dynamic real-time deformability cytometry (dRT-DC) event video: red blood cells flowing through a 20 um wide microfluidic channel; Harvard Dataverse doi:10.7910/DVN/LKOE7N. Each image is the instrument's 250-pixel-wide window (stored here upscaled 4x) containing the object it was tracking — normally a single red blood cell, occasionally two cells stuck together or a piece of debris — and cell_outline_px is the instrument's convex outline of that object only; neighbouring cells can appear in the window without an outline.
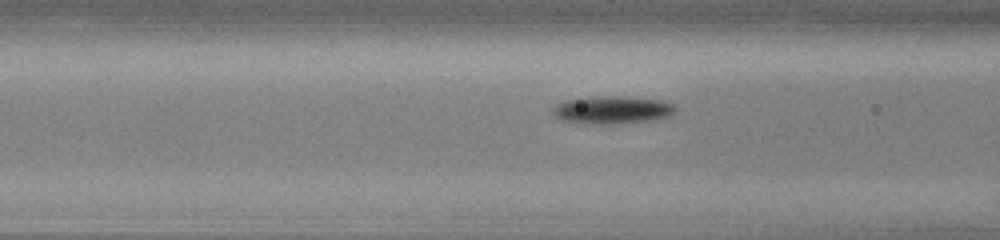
{"species": "common noctule bat (a hibernating species)", "species_latin": "Nyctalus noctula", "temperature_condition": "cold", "stored_images_in_passage": 18, "camera_frame_rate_fps": 3000, "um_per_image_px": 0.085, "animal": {"sex": "male", "body_mass_g": 13.0, "forearm_length_mm": 53.1}, "frame": {"image": 1, "passage_image": 16, "time_ms": 5.0, "image_size_px": [1000, 240], "cell_outline_px": [[676, 108], [668, 116], [652, 120], [612, 124], [580, 124], [560, 120], [552, 112], [552, 108], [556, 104], [564, 100], [596, 96], [624, 96], [660, 100], [672, 104]], "centroid_in_image_um": [51.96, 9.34], "position_along_channel_um": 114.6, "area_um2": 19.94}}